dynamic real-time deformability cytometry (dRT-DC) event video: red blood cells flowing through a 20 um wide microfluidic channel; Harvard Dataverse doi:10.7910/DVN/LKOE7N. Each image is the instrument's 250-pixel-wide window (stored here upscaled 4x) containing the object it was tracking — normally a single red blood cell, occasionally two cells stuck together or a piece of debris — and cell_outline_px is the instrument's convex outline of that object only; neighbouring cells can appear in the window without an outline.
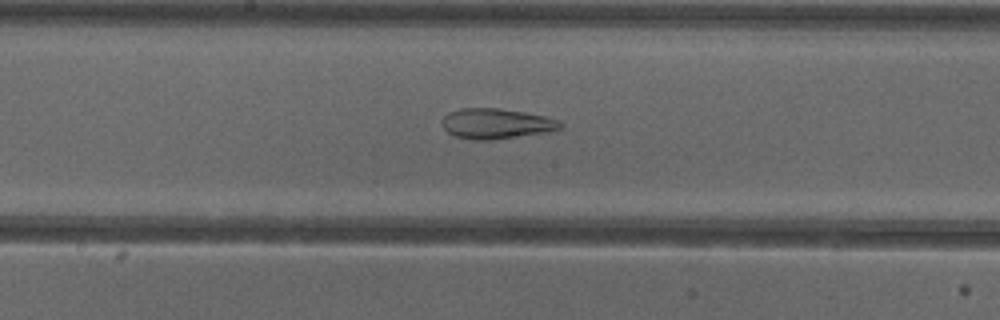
{"species": "common noctule bat (a hibernating species)", "species_latin": "Nyctalus noctula", "temperature_condition": "cold", "stored_images_in_passage": 46, "camera_frame_rate_fps": 3000, "um_per_image_px": 0.085, "animal": {"sex": "female"}, "frame": {"image": 1, "passage_image": 27, "time_ms": 8.667, "image_size_px": [1000, 320], "cell_outline_px": [[564, 128], [548, 132], [492, 140], [472, 140], [452, 136], [440, 124], [440, 120], [448, 112], [460, 108], [500, 108], [524, 112], [544, 116], [560, 120], [564, 124]], "centroid_in_image_um": [42.17, 10.51], "position_along_channel_um": 206.0, "area_um2": 21.33}}
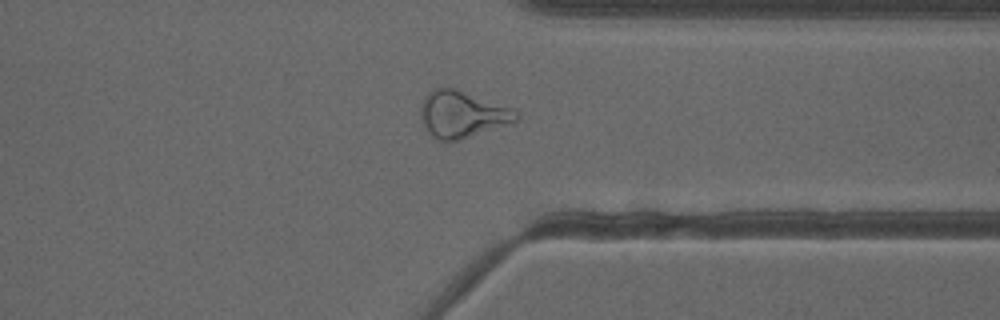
{"frame": {"image": 2, "passage_image": 40, "time_ms": 13.0, "image_size_px": [1000, 320], "cell_outline_px": [[520, 116], [512, 124], [460, 140], [436, 140], [428, 132], [420, 116], [420, 104], [424, 96], [432, 88], [452, 88], [512, 108]], "centroid_in_image_um": [39.27, 9.73], "position_along_channel_um": 372.1, "area_um2": 25.95}, "authors_computed_cell_mechanics": {"area_um2": 26.7903, "velocity_mm_per_s": 3.877, "shape_relaxation_time_tau1_ms": null, "shape_relaxation_time_tau2_ms": 3.4221, "deformation_change_tau1": null, "deformation_change_tau2": 0.1396}}